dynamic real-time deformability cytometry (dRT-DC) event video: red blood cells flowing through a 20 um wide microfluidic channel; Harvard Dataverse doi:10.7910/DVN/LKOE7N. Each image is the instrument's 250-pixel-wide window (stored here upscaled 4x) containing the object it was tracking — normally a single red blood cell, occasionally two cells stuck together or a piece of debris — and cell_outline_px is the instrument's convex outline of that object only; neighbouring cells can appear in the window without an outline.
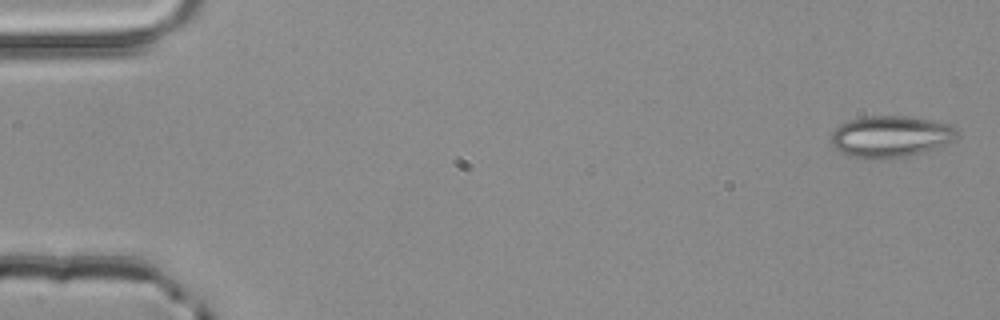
{"species": "common noctule bat (a hibernating species)", "species_latin": "Nyctalus noctula", "temperature_condition": "room temperature", "stored_images_in_passage": 3, "camera_frame_rate_fps": 3000, "um_per_image_px": 0.085, "animal": {"sex": "male", "body_mass_g": 20.4}, "frame": {"image": 1, "passage_image": 1, "time_ms": 0.0, "image_size_px": [1000, 320], "cell_outline_px": [[956, 140], [908, 156], [892, 160], [864, 160], [848, 156], [840, 152], [832, 144], [832, 132], [840, 124], [848, 120], [864, 116], [908, 116], [952, 124], [956, 128]], "centroid_in_image_um": [75.66, 11.63], "position_along_channel_um": 9.3, "area_um2": 30.92}}